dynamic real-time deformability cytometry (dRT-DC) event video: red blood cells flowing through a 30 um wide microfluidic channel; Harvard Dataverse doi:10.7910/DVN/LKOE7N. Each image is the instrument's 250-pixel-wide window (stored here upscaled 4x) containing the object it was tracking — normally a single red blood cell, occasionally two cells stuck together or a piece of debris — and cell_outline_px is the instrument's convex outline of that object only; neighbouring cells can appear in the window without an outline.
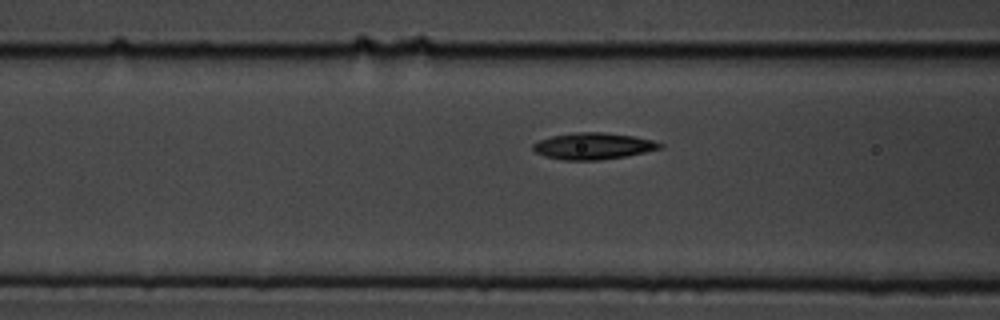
{"species": "common noctule bat (a hibernating species)", "species_latin": "Nyctalus noctula", "temperature_condition": "cold", "stored_images_in_passage": 5, "segment_of_instrument_passage": [2, 2], "camera_frame_rate_fps": 3000, "um_per_image_px": 0.085, "animal": {"sex": "male", "body_mass_g": 19.5, "forearm_length_mm": 54.6}, "frame": {"image": 1, "passage_image": 5, "time_ms": 1.333, "image_size_px": [1000, 320], "cell_outline_px": [[664, 148], [624, 156], [600, 160], [564, 160], [544, 156], [536, 152], [532, 148], [532, 144], [540, 140], [552, 136], [572, 132], [604, 132], [632, 136], [652, 140], [664, 144]], "centroid_in_image_um": [50.42, 12.41], "position_along_channel_um": 116.2, "area_um2": 19.59}}